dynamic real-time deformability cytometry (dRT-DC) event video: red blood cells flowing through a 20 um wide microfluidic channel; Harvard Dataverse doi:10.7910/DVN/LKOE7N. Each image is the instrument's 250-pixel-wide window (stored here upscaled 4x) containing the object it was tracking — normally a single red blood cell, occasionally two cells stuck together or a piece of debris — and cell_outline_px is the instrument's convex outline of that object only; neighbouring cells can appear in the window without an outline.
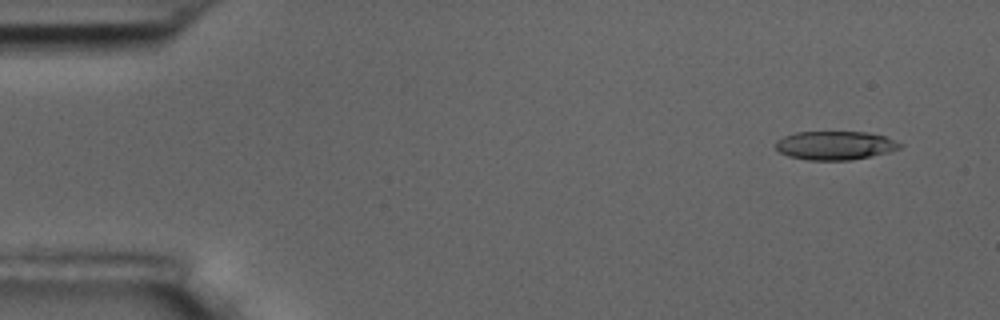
{"species": "common noctule bat (a hibernating species)", "species_latin": "Nyctalus noctula", "temperature_condition": "room temperature", "stored_images_in_passage": 6, "camera_frame_rate_fps": 3000, "um_per_image_px": 0.085, "animal": {"sex": "male", "body_mass_g": 17.5, "forearm_length_mm": 52.3}, "frame": {"image": 1, "passage_image": 2, "time_ms": 1.0, "image_size_px": [1000, 320], "cell_outline_px": [[904, 144], [900, 148], [888, 152], [852, 160], [808, 160], [788, 156], [780, 152], [772, 144], [776, 140], [784, 136], [796, 132], [868, 132], [884, 136]], "centroid_in_image_um": [70.95, 12.36], "position_along_channel_um": 14.0, "area_um2": 20.87}}
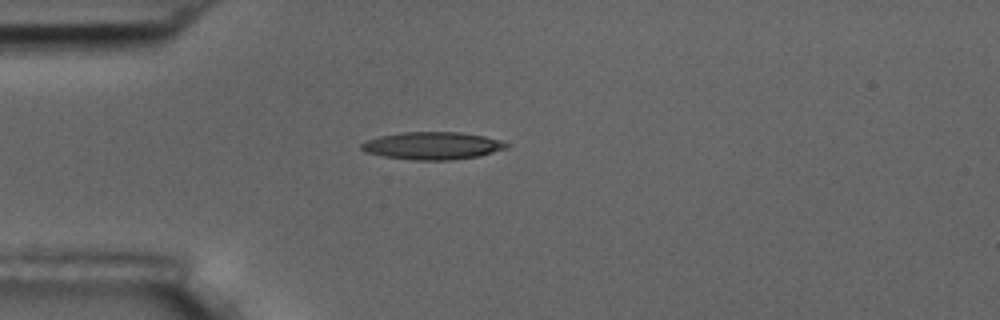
{"frame": {"image": 2, "passage_image": 5, "time_ms": 4.667, "image_size_px": [1000, 320], "cell_outline_px": [[512, 144], [508, 148], [480, 156], [452, 160], [412, 160], [384, 156], [364, 152], [360, 148], [360, 144], [368, 140], [380, 136], [400, 132], [460, 132], [484, 136], [500, 140]], "centroid_in_image_um": [36.79, 12.39], "position_along_channel_um": 48.2, "area_um2": 23.47}}